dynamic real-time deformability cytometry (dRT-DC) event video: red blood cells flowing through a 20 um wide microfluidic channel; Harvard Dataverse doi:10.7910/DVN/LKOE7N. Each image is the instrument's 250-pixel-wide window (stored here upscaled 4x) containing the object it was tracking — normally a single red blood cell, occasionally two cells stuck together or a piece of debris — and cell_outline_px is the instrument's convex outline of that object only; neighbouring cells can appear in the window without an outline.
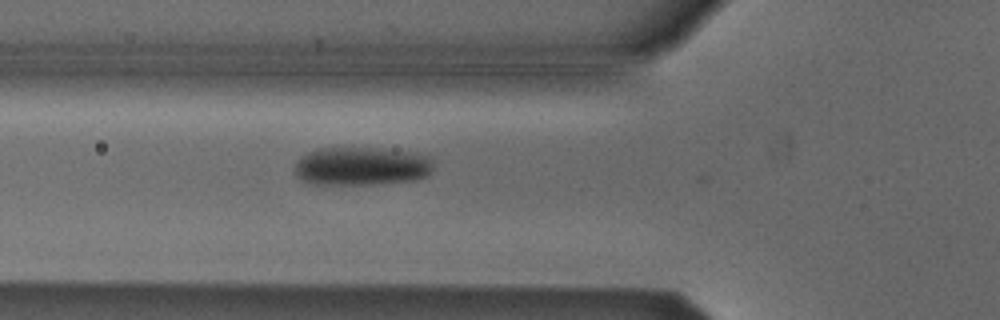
{"species": "Egyptian fruit bat (a non-hibernating species)", "species_latin": "Rousettus aegyptiacus", "temperature_condition": "cold", "stored_images_in_passage": 22, "camera_frame_rate_fps": 3000, "um_per_image_px": 0.085, "animal": {"sex": "male"}, "frame": {"image": 1, "passage_image": 3, "time_ms": 0.667, "image_size_px": [1000, 320], "cell_outline_px": [[432, 168], [428, 176], [416, 180], [372, 184], [312, 184], [300, 180], [292, 172], [296, 160], [300, 156], [316, 148], [380, 148], [416, 152], [432, 156]], "centroid_in_image_um": [30.7, 14.12], "position_along_channel_um": 95.1, "area_um2": 31.79}}
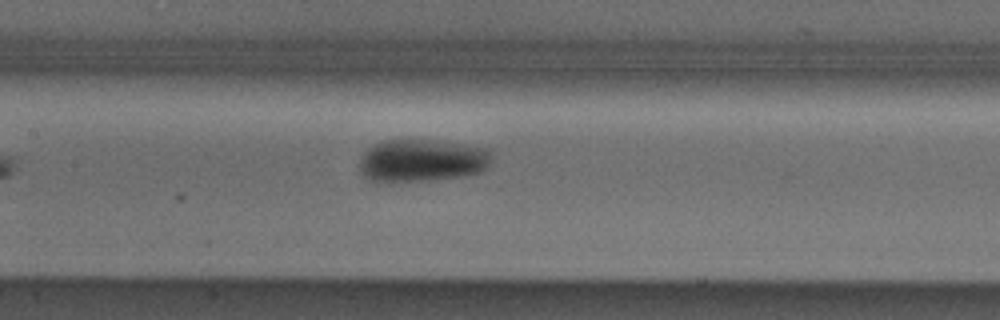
{"frame": {"image": 2, "passage_image": 9, "time_ms": 2.667, "image_size_px": [1000, 320], "cell_outline_px": [[492, 152], [488, 168], [480, 172], [464, 176], [428, 180], [372, 180], [364, 176], [360, 172], [360, 160], [364, 152], [368, 148], [384, 140], [432, 140], [460, 144], [484, 148]], "centroid_in_image_um": [35.89, 13.63], "position_along_channel_um": 171.5, "area_um2": 32.25}}
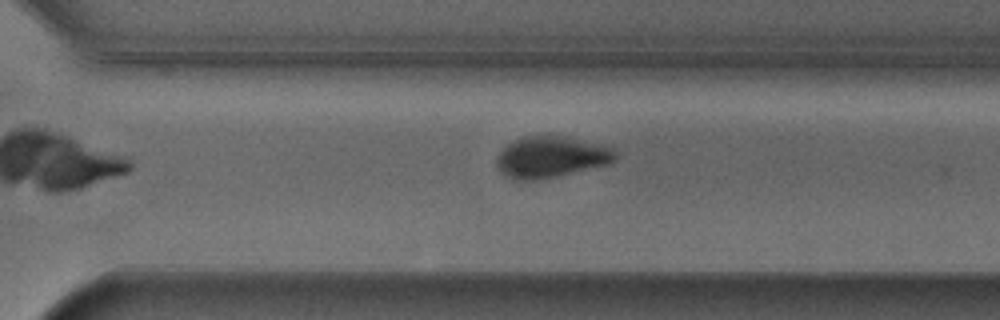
{"frame": {"image": 3, "passage_image": 21, "time_ms": 6.667, "image_size_px": [1000, 320], "cell_outline_px": [[616, 160], [608, 164], [556, 176], [536, 180], [512, 180], [500, 172], [496, 164], [496, 160], [500, 152], [508, 144], [524, 136], [548, 132], [600, 144], [616, 148]], "centroid_in_image_um": [46.84, 13.31], "position_along_channel_um": 323.8, "area_um2": 29.07}}